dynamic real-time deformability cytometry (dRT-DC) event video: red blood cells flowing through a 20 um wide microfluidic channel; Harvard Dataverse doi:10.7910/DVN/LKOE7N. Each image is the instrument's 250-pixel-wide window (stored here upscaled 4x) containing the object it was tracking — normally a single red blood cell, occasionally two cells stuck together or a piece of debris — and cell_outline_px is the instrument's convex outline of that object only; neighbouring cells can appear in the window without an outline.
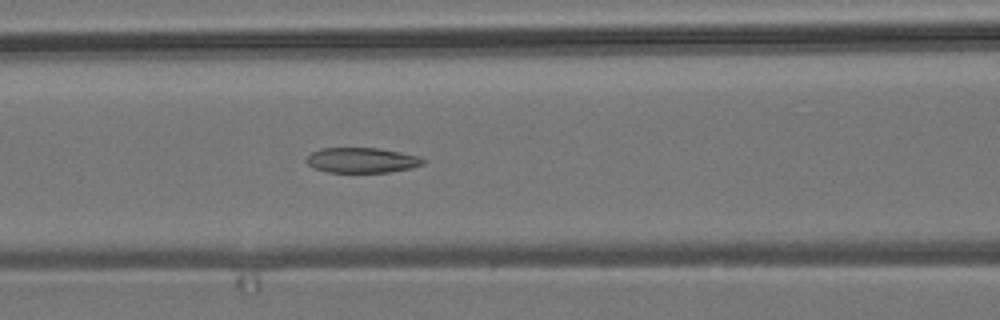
{"species": "common noctule bat (a hibernating species)", "species_latin": "Nyctalus noctula", "temperature_condition": "room temperature", "stored_images_in_passage": 47, "camera_frame_rate_fps": 3000, "um_per_image_px": 0.085, "animal": {"sex": "male", "body_mass_g": 19.2, "forearm_length_mm": 51.8}, "frame": {"image": 1, "passage_image": 22, "time_ms": 7.0, "image_size_px": [1000, 320], "cell_outline_px": [[424, 164], [412, 168], [388, 172], [328, 172], [316, 168], [308, 164], [304, 160], [312, 152], [320, 148], [380, 148], [400, 152], [416, 156], [424, 160]], "centroid_in_image_um": [30.74, 13.61], "position_along_channel_um": 135.9, "area_um2": 16.99}}
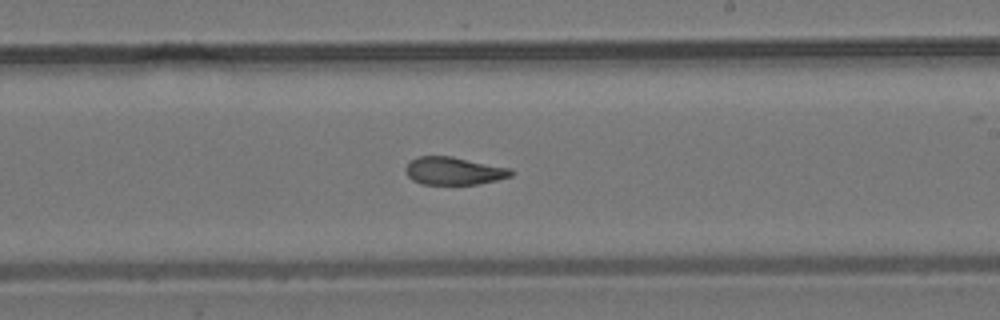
{"frame": {"image": 2, "passage_image": 31, "time_ms": 10.0, "image_size_px": [1000, 320], "cell_outline_px": [[516, 172], [512, 176], [496, 180], [476, 184], [420, 184], [412, 180], [404, 172], [404, 168], [416, 156], [452, 156], [512, 168]], "centroid_in_image_um": [38.59, 14.52], "position_along_channel_um": 250.4, "area_um2": 17.28}}
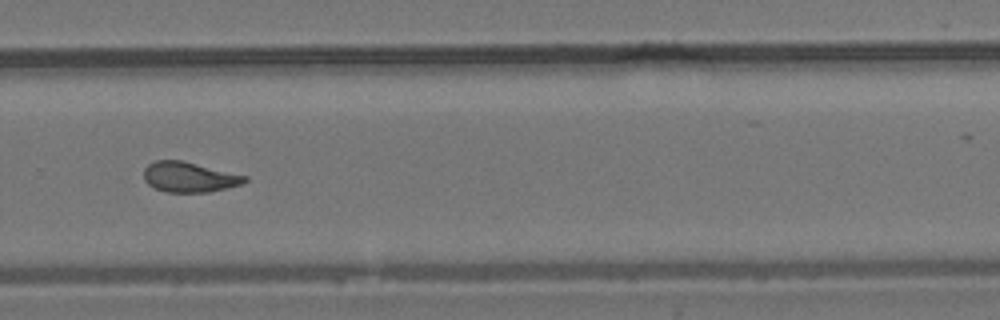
{"frame": {"image": 3, "passage_image": 36, "time_ms": 11.667, "image_size_px": [1000, 320], "cell_outline_px": [[248, 180], [240, 184], [208, 192], [164, 192], [148, 184], [144, 180], [144, 168], [148, 164], [156, 160], [180, 160], [248, 176]], "centroid_in_image_um": [16.05, 15.05], "position_along_channel_um": 313.7, "area_um2": 17.57}, "authors_computed_cell_mechanics": {"area_um2": 18.3226, "velocity_mm_per_s": 3.8304, "shape_relaxation_time_tau1_ms": null, "shape_relaxation_time_tau2_ms": 2.3701, "deformation_change_tau1": null, "deformation_change_tau2": 0.0951}}